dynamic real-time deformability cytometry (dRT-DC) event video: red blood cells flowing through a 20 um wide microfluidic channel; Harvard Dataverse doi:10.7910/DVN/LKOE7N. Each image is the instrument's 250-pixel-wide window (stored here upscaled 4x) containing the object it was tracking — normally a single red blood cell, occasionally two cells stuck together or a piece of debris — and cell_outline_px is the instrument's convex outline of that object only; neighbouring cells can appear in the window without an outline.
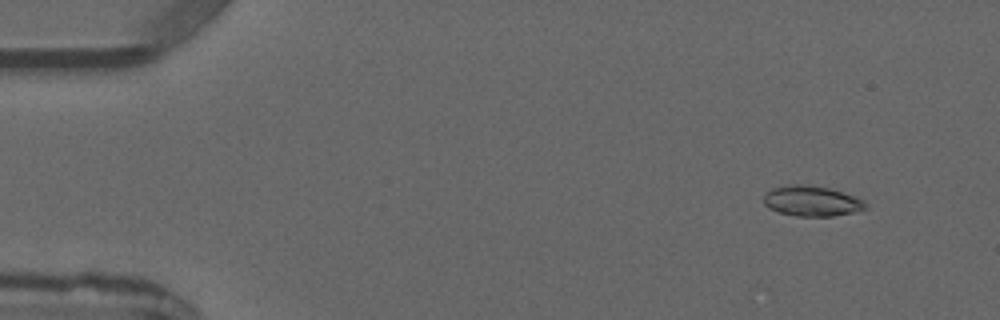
{"species": "common noctule bat (a hibernating species)", "species_latin": "Nyctalus noctula", "temperature_condition": "warm", "stored_images_in_passage": 4, "camera_frame_rate_fps": 3000, "um_per_image_px": 0.085, "animal": {"sex": "male", "forearm_length_mm": 52.5}, "frame": {"image": 1, "passage_image": 2, "time_ms": 1.0, "image_size_px": [1000, 320], "cell_outline_px": [[868, 208], [852, 212], [832, 216], [796, 216], [780, 212], [768, 208], [764, 204], [764, 192], [772, 188], [788, 184], [804, 184], [828, 188], [864, 200], [868, 204]], "centroid_in_image_um": [68.96, 17.08], "position_along_channel_um": 16.0, "area_um2": 17.98}}